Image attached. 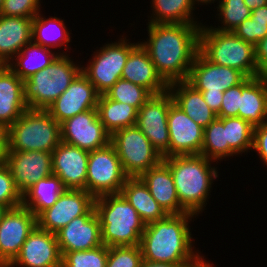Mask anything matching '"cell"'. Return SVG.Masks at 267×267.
Wrapping results in <instances>:
<instances>
[{
  "label": "cell",
  "mask_w": 267,
  "mask_h": 267,
  "mask_svg": "<svg viewBox=\"0 0 267 267\" xmlns=\"http://www.w3.org/2000/svg\"><path fill=\"white\" fill-rule=\"evenodd\" d=\"M198 24H148L149 39L140 43L157 72L168 83L187 81L199 52Z\"/></svg>",
  "instance_id": "6da1fadb"
},
{
  "label": "cell",
  "mask_w": 267,
  "mask_h": 267,
  "mask_svg": "<svg viewBox=\"0 0 267 267\" xmlns=\"http://www.w3.org/2000/svg\"><path fill=\"white\" fill-rule=\"evenodd\" d=\"M195 215L189 212L167 215L145 225L140 248L143 260L170 264H203L199 252L192 249V237L188 221Z\"/></svg>",
  "instance_id": "7a4b0ae2"
},
{
  "label": "cell",
  "mask_w": 267,
  "mask_h": 267,
  "mask_svg": "<svg viewBox=\"0 0 267 267\" xmlns=\"http://www.w3.org/2000/svg\"><path fill=\"white\" fill-rule=\"evenodd\" d=\"M162 161L170 168L181 206L189 213L199 214L212 180L218 177L216 168L210 165L213 160L195 154L166 157Z\"/></svg>",
  "instance_id": "3957f363"
},
{
  "label": "cell",
  "mask_w": 267,
  "mask_h": 267,
  "mask_svg": "<svg viewBox=\"0 0 267 267\" xmlns=\"http://www.w3.org/2000/svg\"><path fill=\"white\" fill-rule=\"evenodd\" d=\"M94 209L100 222L103 245H140L146 224L121 193L95 198Z\"/></svg>",
  "instance_id": "277c9868"
},
{
  "label": "cell",
  "mask_w": 267,
  "mask_h": 267,
  "mask_svg": "<svg viewBox=\"0 0 267 267\" xmlns=\"http://www.w3.org/2000/svg\"><path fill=\"white\" fill-rule=\"evenodd\" d=\"M199 52L210 62L232 67L246 77L258 76L255 46L233 32L200 27Z\"/></svg>",
  "instance_id": "5b68a950"
},
{
  "label": "cell",
  "mask_w": 267,
  "mask_h": 267,
  "mask_svg": "<svg viewBox=\"0 0 267 267\" xmlns=\"http://www.w3.org/2000/svg\"><path fill=\"white\" fill-rule=\"evenodd\" d=\"M60 142V124L46 110L27 109L9 127L8 151L52 153Z\"/></svg>",
  "instance_id": "8992f818"
},
{
  "label": "cell",
  "mask_w": 267,
  "mask_h": 267,
  "mask_svg": "<svg viewBox=\"0 0 267 267\" xmlns=\"http://www.w3.org/2000/svg\"><path fill=\"white\" fill-rule=\"evenodd\" d=\"M81 69L61 53L49 66L24 80V100L28 109L46 110L67 90Z\"/></svg>",
  "instance_id": "52a82bcc"
},
{
  "label": "cell",
  "mask_w": 267,
  "mask_h": 267,
  "mask_svg": "<svg viewBox=\"0 0 267 267\" xmlns=\"http://www.w3.org/2000/svg\"><path fill=\"white\" fill-rule=\"evenodd\" d=\"M110 143L114 146L128 177H140L163 160L162 155L136 125L114 132Z\"/></svg>",
  "instance_id": "ba28073f"
},
{
  "label": "cell",
  "mask_w": 267,
  "mask_h": 267,
  "mask_svg": "<svg viewBox=\"0 0 267 267\" xmlns=\"http://www.w3.org/2000/svg\"><path fill=\"white\" fill-rule=\"evenodd\" d=\"M127 178L111 143L103 148L89 151L86 191L94 198L120 193Z\"/></svg>",
  "instance_id": "9c48e42d"
},
{
  "label": "cell",
  "mask_w": 267,
  "mask_h": 267,
  "mask_svg": "<svg viewBox=\"0 0 267 267\" xmlns=\"http://www.w3.org/2000/svg\"><path fill=\"white\" fill-rule=\"evenodd\" d=\"M126 39L106 44L96 52L87 67L81 72L94 85L100 95L105 94L119 79L131 50L138 43H127ZM84 68V69H83Z\"/></svg>",
  "instance_id": "30bf717a"
},
{
  "label": "cell",
  "mask_w": 267,
  "mask_h": 267,
  "mask_svg": "<svg viewBox=\"0 0 267 267\" xmlns=\"http://www.w3.org/2000/svg\"><path fill=\"white\" fill-rule=\"evenodd\" d=\"M169 91L152 95L138 110L136 126L163 158L169 157L168 112L173 103Z\"/></svg>",
  "instance_id": "8fae6325"
},
{
  "label": "cell",
  "mask_w": 267,
  "mask_h": 267,
  "mask_svg": "<svg viewBox=\"0 0 267 267\" xmlns=\"http://www.w3.org/2000/svg\"><path fill=\"white\" fill-rule=\"evenodd\" d=\"M61 141L93 151L110 143L111 135L99 119L97 109L84 111L60 124Z\"/></svg>",
  "instance_id": "7c38bea8"
},
{
  "label": "cell",
  "mask_w": 267,
  "mask_h": 267,
  "mask_svg": "<svg viewBox=\"0 0 267 267\" xmlns=\"http://www.w3.org/2000/svg\"><path fill=\"white\" fill-rule=\"evenodd\" d=\"M95 198L86 190L66 189L54 203L37 216V226L56 234L74 218L85 215Z\"/></svg>",
  "instance_id": "4fadbf2b"
},
{
  "label": "cell",
  "mask_w": 267,
  "mask_h": 267,
  "mask_svg": "<svg viewBox=\"0 0 267 267\" xmlns=\"http://www.w3.org/2000/svg\"><path fill=\"white\" fill-rule=\"evenodd\" d=\"M37 226V217L23 205L9 208L0 222V256L10 265Z\"/></svg>",
  "instance_id": "5bb4252c"
},
{
  "label": "cell",
  "mask_w": 267,
  "mask_h": 267,
  "mask_svg": "<svg viewBox=\"0 0 267 267\" xmlns=\"http://www.w3.org/2000/svg\"><path fill=\"white\" fill-rule=\"evenodd\" d=\"M8 166L19 192L23 195L39 180L53 174L52 153L44 151H8Z\"/></svg>",
  "instance_id": "9a60e30c"
},
{
  "label": "cell",
  "mask_w": 267,
  "mask_h": 267,
  "mask_svg": "<svg viewBox=\"0 0 267 267\" xmlns=\"http://www.w3.org/2000/svg\"><path fill=\"white\" fill-rule=\"evenodd\" d=\"M99 96L94 85L80 72L46 111L61 124L79 113L97 109Z\"/></svg>",
  "instance_id": "2e32d148"
},
{
  "label": "cell",
  "mask_w": 267,
  "mask_h": 267,
  "mask_svg": "<svg viewBox=\"0 0 267 267\" xmlns=\"http://www.w3.org/2000/svg\"><path fill=\"white\" fill-rule=\"evenodd\" d=\"M22 267H62L57 236L36 226L22 245L19 255L9 265Z\"/></svg>",
  "instance_id": "e0dca14e"
},
{
  "label": "cell",
  "mask_w": 267,
  "mask_h": 267,
  "mask_svg": "<svg viewBox=\"0 0 267 267\" xmlns=\"http://www.w3.org/2000/svg\"><path fill=\"white\" fill-rule=\"evenodd\" d=\"M56 236L61 255L103 245L101 226L94 206L85 215L71 220Z\"/></svg>",
  "instance_id": "ac0fdd59"
},
{
  "label": "cell",
  "mask_w": 267,
  "mask_h": 267,
  "mask_svg": "<svg viewBox=\"0 0 267 267\" xmlns=\"http://www.w3.org/2000/svg\"><path fill=\"white\" fill-rule=\"evenodd\" d=\"M245 78L246 76L239 70L216 65L198 52L187 82L200 92H225L240 84Z\"/></svg>",
  "instance_id": "d6986e66"
},
{
  "label": "cell",
  "mask_w": 267,
  "mask_h": 267,
  "mask_svg": "<svg viewBox=\"0 0 267 267\" xmlns=\"http://www.w3.org/2000/svg\"><path fill=\"white\" fill-rule=\"evenodd\" d=\"M169 157L201 154L204 128L196 124L174 102L168 112Z\"/></svg>",
  "instance_id": "ffe728a7"
},
{
  "label": "cell",
  "mask_w": 267,
  "mask_h": 267,
  "mask_svg": "<svg viewBox=\"0 0 267 267\" xmlns=\"http://www.w3.org/2000/svg\"><path fill=\"white\" fill-rule=\"evenodd\" d=\"M89 151L60 142L52 152V172L66 189L86 190Z\"/></svg>",
  "instance_id": "44dd1931"
},
{
  "label": "cell",
  "mask_w": 267,
  "mask_h": 267,
  "mask_svg": "<svg viewBox=\"0 0 267 267\" xmlns=\"http://www.w3.org/2000/svg\"><path fill=\"white\" fill-rule=\"evenodd\" d=\"M121 79L147 89L152 95L168 91L169 84L157 72L147 50L138 43L130 52Z\"/></svg>",
  "instance_id": "7402d4cb"
},
{
  "label": "cell",
  "mask_w": 267,
  "mask_h": 267,
  "mask_svg": "<svg viewBox=\"0 0 267 267\" xmlns=\"http://www.w3.org/2000/svg\"><path fill=\"white\" fill-rule=\"evenodd\" d=\"M140 178L150 194L168 215H180L187 211L181 206L170 168L161 161L144 172Z\"/></svg>",
  "instance_id": "603a6c76"
},
{
  "label": "cell",
  "mask_w": 267,
  "mask_h": 267,
  "mask_svg": "<svg viewBox=\"0 0 267 267\" xmlns=\"http://www.w3.org/2000/svg\"><path fill=\"white\" fill-rule=\"evenodd\" d=\"M27 109L23 80L7 65H0V123L9 128Z\"/></svg>",
  "instance_id": "cb8c5ba5"
},
{
  "label": "cell",
  "mask_w": 267,
  "mask_h": 267,
  "mask_svg": "<svg viewBox=\"0 0 267 267\" xmlns=\"http://www.w3.org/2000/svg\"><path fill=\"white\" fill-rule=\"evenodd\" d=\"M33 18L0 15V65H8L32 41Z\"/></svg>",
  "instance_id": "d4e9b609"
},
{
  "label": "cell",
  "mask_w": 267,
  "mask_h": 267,
  "mask_svg": "<svg viewBox=\"0 0 267 267\" xmlns=\"http://www.w3.org/2000/svg\"><path fill=\"white\" fill-rule=\"evenodd\" d=\"M238 117L246 120L253 127L267 122V79L265 77H246L242 81Z\"/></svg>",
  "instance_id": "484cf974"
},
{
  "label": "cell",
  "mask_w": 267,
  "mask_h": 267,
  "mask_svg": "<svg viewBox=\"0 0 267 267\" xmlns=\"http://www.w3.org/2000/svg\"><path fill=\"white\" fill-rule=\"evenodd\" d=\"M168 91L174 103L201 127H207L217 118V114L205 103L202 93L187 81L170 83Z\"/></svg>",
  "instance_id": "4316f807"
},
{
  "label": "cell",
  "mask_w": 267,
  "mask_h": 267,
  "mask_svg": "<svg viewBox=\"0 0 267 267\" xmlns=\"http://www.w3.org/2000/svg\"><path fill=\"white\" fill-rule=\"evenodd\" d=\"M120 193L135 208L145 224L161 220L168 215L152 197L140 177H128Z\"/></svg>",
  "instance_id": "83f0119b"
},
{
  "label": "cell",
  "mask_w": 267,
  "mask_h": 267,
  "mask_svg": "<svg viewBox=\"0 0 267 267\" xmlns=\"http://www.w3.org/2000/svg\"><path fill=\"white\" fill-rule=\"evenodd\" d=\"M65 190L62 180L52 174L39 180L22 195V205L37 217L42 211L52 207Z\"/></svg>",
  "instance_id": "f1b7e54d"
},
{
  "label": "cell",
  "mask_w": 267,
  "mask_h": 267,
  "mask_svg": "<svg viewBox=\"0 0 267 267\" xmlns=\"http://www.w3.org/2000/svg\"><path fill=\"white\" fill-rule=\"evenodd\" d=\"M51 49L31 41L15 55L16 63H8V67L21 79L26 80L32 75L49 66L59 55L52 53ZM37 56V57H36ZM40 57V59H39ZM42 58V59H41ZM15 64V65H13Z\"/></svg>",
  "instance_id": "f546056e"
},
{
  "label": "cell",
  "mask_w": 267,
  "mask_h": 267,
  "mask_svg": "<svg viewBox=\"0 0 267 267\" xmlns=\"http://www.w3.org/2000/svg\"><path fill=\"white\" fill-rule=\"evenodd\" d=\"M98 116L105 130L112 135L120 129L136 125L138 110L127 104L100 95L97 104Z\"/></svg>",
  "instance_id": "4dcf8cb0"
},
{
  "label": "cell",
  "mask_w": 267,
  "mask_h": 267,
  "mask_svg": "<svg viewBox=\"0 0 267 267\" xmlns=\"http://www.w3.org/2000/svg\"><path fill=\"white\" fill-rule=\"evenodd\" d=\"M69 34L63 20L56 17L46 19L39 13L33 17L32 41L36 44L49 49L52 47H61L63 44L67 45L70 41Z\"/></svg>",
  "instance_id": "1f68e13d"
},
{
  "label": "cell",
  "mask_w": 267,
  "mask_h": 267,
  "mask_svg": "<svg viewBox=\"0 0 267 267\" xmlns=\"http://www.w3.org/2000/svg\"><path fill=\"white\" fill-rule=\"evenodd\" d=\"M154 15L148 23L196 24L192 17V0H152Z\"/></svg>",
  "instance_id": "d6a6232c"
},
{
  "label": "cell",
  "mask_w": 267,
  "mask_h": 267,
  "mask_svg": "<svg viewBox=\"0 0 267 267\" xmlns=\"http://www.w3.org/2000/svg\"><path fill=\"white\" fill-rule=\"evenodd\" d=\"M237 153L226 142V126L217 117L203 132V145L201 155L207 159L221 160L224 157L233 156Z\"/></svg>",
  "instance_id": "836d02e7"
},
{
  "label": "cell",
  "mask_w": 267,
  "mask_h": 267,
  "mask_svg": "<svg viewBox=\"0 0 267 267\" xmlns=\"http://www.w3.org/2000/svg\"><path fill=\"white\" fill-rule=\"evenodd\" d=\"M226 126V142L237 153L253 148L254 127L239 117L219 118Z\"/></svg>",
  "instance_id": "e575fe53"
},
{
  "label": "cell",
  "mask_w": 267,
  "mask_h": 267,
  "mask_svg": "<svg viewBox=\"0 0 267 267\" xmlns=\"http://www.w3.org/2000/svg\"><path fill=\"white\" fill-rule=\"evenodd\" d=\"M105 95L111 100L130 105L137 110L152 96L144 87L123 79H119Z\"/></svg>",
  "instance_id": "d590c367"
},
{
  "label": "cell",
  "mask_w": 267,
  "mask_h": 267,
  "mask_svg": "<svg viewBox=\"0 0 267 267\" xmlns=\"http://www.w3.org/2000/svg\"><path fill=\"white\" fill-rule=\"evenodd\" d=\"M233 33L256 46L267 35V6L253 10L251 16L239 24Z\"/></svg>",
  "instance_id": "8d00e7d4"
},
{
  "label": "cell",
  "mask_w": 267,
  "mask_h": 267,
  "mask_svg": "<svg viewBox=\"0 0 267 267\" xmlns=\"http://www.w3.org/2000/svg\"><path fill=\"white\" fill-rule=\"evenodd\" d=\"M108 247H99L84 250L65 252L62 255V267H106Z\"/></svg>",
  "instance_id": "74e56055"
},
{
  "label": "cell",
  "mask_w": 267,
  "mask_h": 267,
  "mask_svg": "<svg viewBox=\"0 0 267 267\" xmlns=\"http://www.w3.org/2000/svg\"><path fill=\"white\" fill-rule=\"evenodd\" d=\"M219 16L221 15L223 26L214 28L222 32H233L245 19L251 16L252 11L246 6L244 0H220Z\"/></svg>",
  "instance_id": "f35d334b"
},
{
  "label": "cell",
  "mask_w": 267,
  "mask_h": 267,
  "mask_svg": "<svg viewBox=\"0 0 267 267\" xmlns=\"http://www.w3.org/2000/svg\"><path fill=\"white\" fill-rule=\"evenodd\" d=\"M142 261L140 245L108 247L106 267H141Z\"/></svg>",
  "instance_id": "ab89813d"
},
{
  "label": "cell",
  "mask_w": 267,
  "mask_h": 267,
  "mask_svg": "<svg viewBox=\"0 0 267 267\" xmlns=\"http://www.w3.org/2000/svg\"><path fill=\"white\" fill-rule=\"evenodd\" d=\"M0 204L8 209L22 205V194L15 185L8 166L0 163Z\"/></svg>",
  "instance_id": "60d3db41"
},
{
  "label": "cell",
  "mask_w": 267,
  "mask_h": 267,
  "mask_svg": "<svg viewBox=\"0 0 267 267\" xmlns=\"http://www.w3.org/2000/svg\"><path fill=\"white\" fill-rule=\"evenodd\" d=\"M39 0H4L0 15L33 18L40 11Z\"/></svg>",
  "instance_id": "b9f144b4"
},
{
  "label": "cell",
  "mask_w": 267,
  "mask_h": 267,
  "mask_svg": "<svg viewBox=\"0 0 267 267\" xmlns=\"http://www.w3.org/2000/svg\"><path fill=\"white\" fill-rule=\"evenodd\" d=\"M242 96V82L227 89L223 95L220 113L218 118L238 117L240 110V97Z\"/></svg>",
  "instance_id": "7bdbcfd3"
},
{
  "label": "cell",
  "mask_w": 267,
  "mask_h": 267,
  "mask_svg": "<svg viewBox=\"0 0 267 267\" xmlns=\"http://www.w3.org/2000/svg\"><path fill=\"white\" fill-rule=\"evenodd\" d=\"M253 149L258 151L260 159L267 165V122L254 127Z\"/></svg>",
  "instance_id": "ee69618b"
},
{
  "label": "cell",
  "mask_w": 267,
  "mask_h": 267,
  "mask_svg": "<svg viewBox=\"0 0 267 267\" xmlns=\"http://www.w3.org/2000/svg\"><path fill=\"white\" fill-rule=\"evenodd\" d=\"M258 76L267 75V35L255 46Z\"/></svg>",
  "instance_id": "f6af8a7d"
},
{
  "label": "cell",
  "mask_w": 267,
  "mask_h": 267,
  "mask_svg": "<svg viewBox=\"0 0 267 267\" xmlns=\"http://www.w3.org/2000/svg\"><path fill=\"white\" fill-rule=\"evenodd\" d=\"M205 103L215 113L219 114L223 101L224 92H201Z\"/></svg>",
  "instance_id": "bcb514c9"
},
{
  "label": "cell",
  "mask_w": 267,
  "mask_h": 267,
  "mask_svg": "<svg viewBox=\"0 0 267 267\" xmlns=\"http://www.w3.org/2000/svg\"><path fill=\"white\" fill-rule=\"evenodd\" d=\"M8 132L9 128L4 123H0V163L5 161L8 152Z\"/></svg>",
  "instance_id": "7dc6e473"
},
{
  "label": "cell",
  "mask_w": 267,
  "mask_h": 267,
  "mask_svg": "<svg viewBox=\"0 0 267 267\" xmlns=\"http://www.w3.org/2000/svg\"><path fill=\"white\" fill-rule=\"evenodd\" d=\"M202 264H170L163 262L142 261L141 267H200Z\"/></svg>",
  "instance_id": "c3c4849f"
},
{
  "label": "cell",
  "mask_w": 267,
  "mask_h": 267,
  "mask_svg": "<svg viewBox=\"0 0 267 267\" xmlns=\"http://www.w3.org/2000/svg\"><path fill=\"white\" fill-rule=\"evenodd\" d=\"M244 3L251 11L267 6V0H244Z\"/></svg>",
  "instance_id": "681fc988"
},
{
  "label": "cell",
  "mask_w": 267,
  "mask_h": 267,
  "mask_svg": "<svg viewBox=\"0 0 267 267\" xmlns=\"http://www.w3.org/2000/svg\"><path fill=\"white\" fill-rule=\"evenodd\" d=\"M8 208L5 205L0 204V222L2 220L3 215L6 213Z\"/></svg>",
  "instance_id": "f907efd6"
},
{
  "label": "cell",
  "mask_w": 267,
  "mask_h": 267,
  "mask_svg": "<svg viewBox=\"0 0 267 267\" xmlns=\"http://www.w3.org/2000/svg\"><path fill=\"white\" fill-rule=\"evenodd\" d=\"M192 1H193V3H196V2H198V3H199V2H200V3H203V2H204L205 4H206V3L208 4V3H211V1L214 2L215 0H192Z\"/></svg>",
  "instance_id": "816d5d0a"
},
{
  "label": "cell",
  "mask_w": 267,
  "mask_h": 267,
  "mask_svg": "<svg viewBox=\"0 0 267 267\" xmlns=\"http://www.w3.org/2000/svg\"><path fill=\"white\" fill-rule=\"evenodd\" d=\"M0 267H9V265L0 256Z\"/></svg>",
  "instance_id": "f5cc1de1"
},
{
  "label": "cell",
  "mask_w": 267,
  "mask_h": 267,
  "mask_svg": "<svg viewBox=\"0 0 267 267\" xmlns=\"http://www.w3.org/2000/svg\"><path fill=\"white\" fill-rule=\"evenodd\" d=\"M200 267H213V266L208 262H204Z\"/></svg>",
  "instance_id": "db71d44e"
},
{
  "label": "cell",
  "mask_w": 267,
  "mask_h": 267,
  "mask_svg": "<svg viewBox=\"0 0 267 267\" xmlns=\"http://www.w3.org/2000/svg\"><path fill=\"white\" fill-rule=\"evenodd\" d=\"M3 2H4V0H0V13H1V10H2V7H3Z\"/></svg>",
  "instance_id": "11a10c76"
}]
</instances>
